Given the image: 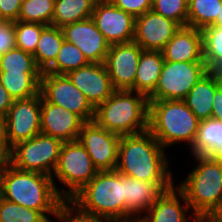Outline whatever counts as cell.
Instances as JSON below:
<instances>
[{
  "mask_svg": "<svg viewBox=\"0 0 222 222\" xmlns=\"http://www.w3.org/2000/svg\"><path fill=\"white\" fill-rule=\"evenodd\" d=\"M0 196L10 202L58 218L64 200L54 178L38 172L24 171L9 162L0 173Z\"/></svg>",
  "mask_w": 222,
  "mask_h": 222,
  "instance_id": "obj_1",
  "label": "cell"
},
{
  "mask_svg": "<svg viewBox=\"0 0 222 222\" xmlns=\"http://www.w3.org/2000/svg\"><path fill=\"white\" fill-rule=\"evenodd\" d=\"M165 148L145 132L120 136L116 171L142 181H173Z\"/></svg>",
  "mask_w": 222,
  "mask_h": 222,
  "instance_id": "obj_2",
  "label": "cell"
},
{
  "mask_svg": "<svg viewBox=\"0 0 222 222\" xmlns=\"http://www.w3.org/2000/svg\"><path fill=\"white\" fill-rule=\"evenodd\" d=\"M69 202L82 213L125 222L124 175L98 171Z\"/></svg>",
  "mask_w": 222,
  "mask_h": 222,
  "instance_id": "obj_3",
  "label": "cell"
},
{
  "mask_svg": "<svg viewBox=\"0 0 222 222\" xmlns=\"http://www.w3.org/2000/svg\"><path fill=\"white\" fill-rule=\"evenodd\" d=\"M149 100L132 90H115L95 108L94 121L120 136L148 130Z\"/></svg>",
  "mask_w": 222,
  "mask_h": 222,
  "instance_id": "obj_4",
  "label": "cell"
},
{
  "mask_svg": "<svg viewBox=\"0 0 222 222\" xmlns=\"http://www.w3.org/2000/svg\"><path fill=\"white\" fill-rule=\"evenodd\" d=\"M199 122L183 100L149 101L148 130L164 148L179 142L191 148Z\"/></svg>",
  "mask_w": 222,
  "mask_h": 222,
  "instance_id": "obj_5",
  "label": "cell"
},
{
  "mask_svg": "<svg viewBox=\"0 0 222 222\" xmlns=\"http://www.w3.org/2000/svg\"><path fill=\"white\" fill-rule=\"evenodd\" d=\"M198 165L177 187L184 193L196 216L213 213L222 201V162L208 156L195 155Z\"/></svg>",
  "mask_w": 222,
  "mask_h": 222,
  "instance_id": "obj_6",
  "label": "cell"
},
{
  "mask_svg": "<svg viewBox=\"0 0 222 222\" xmlns=\"http://www.w3.org/2000/svg\"><path fill=\"white\" fill-rule=\"evenodd\" d=\"M91 157L79 140L64 142L54 174L60 184L67 189H60V197L69 201L97 174Z\"/></svg>",
  "mask_w": 222,
  "mask_h": 222,
  "instance_id": "obj_7",
  "label": "cell"
},
{
  "mask_svg": "<svg viewBox=\"0 0 222 222\" xmlns=\"http://www.w3.org/2000/svg\"><path fill=\"white\" fill-rule=\"evenodd\" d=\"M63 141L39 133L9 149L8 162L21 170L52 176L57 166Z\"/></svg>",
  "mask_w": 222,
  "mask_h": 222,
  "instance_id": "obj_8",
  "label": "cell"
},
{
  "mask_svg": "<svg viewBox=\"0 0 222 222\" xmlns=\"http://www.w3.org/2000/svg\"><path fill=\"white\" fill-rule=\"evenodd\" d=\"M208 71L205 62L164 61L155 91L148 100H183Z\"/></svg>",
  "mask_w": 222,
  "mask_h": 222,
  "instance_id": "obj_9",
  "label": "cell"
},
{
  "mask_svg": "<svg viewBox=\"0 0 222 222\" xmlns=\"http://www.w3.org/2000/svg\"><path fill=\"white\" fill-rule=\"evenodd\" d=\"M40 93L47 102L77 114L84 122L94 121L95 108L66 75L43 72Z\"/></svg>",
  "mask_w": 222,
  "mask_h": 222,
  "instance_id": "obj_10",
  "label": "cell"
},
{
  "mask_svg": "<svg viewBox=\"0 0 222 222\" xmlns=\"http://www.w3.org/2000/svg\"><path fill=\"white\" fill-rule=\"evenodd\" d=\"M41 93L14 100L4 118V138L7 148L41 133Z\"/></svg>",
  "mask_w": 222,
  "mask_h": 222,
  "instance_id": "obj_11",
  "label": "cell"
},
{
  "mask_svg": "<svg viewBox=\"0 0 222 222\" xmlns=\"http://www.w3.org/2000/svg\"><path fill=\"white\" fill-rule=\"evenodd\" d=\"M78 140L87 150L98 171L116 169L120 135L100 127L95 121H90L83 124Z\"/></svg>",
  "mask_w": 222,
  "mask_h": 222,
  "instance_id": "obj_12",
  "label": "cell"
},
{
  "mask_svg": "<svg viewBox=\"0 0 222 222\" xmlns=\"http://www.w3.org/2000/svg\"><path fill=\"white\" fill-rule=\"evenodd\" d=\"M91 19L110 45L133 41L135 17L109 0L96 1Z\"/></svg>",
  "mask_w": 222,
  "mask_h": 222,
  "instance_id": "obj_13",
  "label": "cell"
},
{
  "mask_svg": "<svg viewBox=\"0 0 222 222\" xmlns=\"http://www.w3.org/2000/svg\"><path fill=\"white\" fill-rule=\"evenodd\" d=\"M142 50L135 41L110 45L104 64L115 90L134 87Z\"/></svg>",
  "mask_w": 222,
  "mask_h": 222,
  "instance_id": "obj_14",
  "label": "cell"
},
{
  "mask_svg": "<svg viewBox=\"0 0 222 222\" xmlns=\"http://www.w3.org/2000/svg\"><path fill=\"white\" fill-rule=\"evenodd\" d=\"M173 181H142L124 175L125 222L138 221Z\"/></svg>",
  "mask_w": 222,
  "mask_h": 222,
  "instance_id": "obj_15",
  "label": "cell"
},
{
  "mask_svg": "<svg viewBox=\"0 0 222 222\" xmlns=\"http://www.w3.org/2000/svg\"><path fill=\"white\" fill-rule=\"evenodd\" d=\"M180 25L152 9L135 17L134 38L143 50L161 51Z\"/></svg>",
  "mask_w": 222,
  "mask_h": 222,
  "instance_id": "obj_16",
  "label": "cell"
},
{
  "mask_svg": "<svg viewBox=\"0 0 222 222\" xmlns=\"http://www.w3.org/2000/svg\"><path fill=\"white\" fill-rule=\"evenodd\" d=\"M61 30L64 40L76 45L89 63L105 62L110 44L91 18L65 25Z\"/></svg>",
  "mask_w": 222,
  "mask_h": 222,
  "instance_id": "obj_17",
  "label": "cell"
},
{
  "mask_svg": "<svg viewBox=\"0 0 222 222\" xmlns=\"http://www.w3.org/2000/svg\"><path fill=\"white\" fill-rule=\"evenodd\" d=\"M66 76L94 108L115 91L104 63H89L87 66L68 72Z\"/></svg>",
  "mask_w": 222,
  "mask_h": 222,
  "instance_id": "obj_18",
  "label": "cell"
},
{
  "mask_svg": "<svg viewBox=\"0 0 222 222\" xmlns=\"http://www.w3.org/2000/svg\"><path fill=\"white\" fill-rule=\"evenodd\" d=\"M84 123L77 114L47 102L41 95V133L63 142L75 141Z\"/></svg>",
  "mask_w": 222,
  "mask_h": 222,
  "instance_id": "obj_19",
  "label": "cell"
},
{
  "mask_svg": "<svg viewBox=\"0 0 222 222\" xmlns=\"http://www.w3.org/2000/svg\"><path fill=\"white\" fill-rule=\"evenodd\" d=\"M161 52L165 61L204 62L202 31L189 26L180 27Z\"/></svg>",
  "mask_w": 222,
  "mask_h": 222,
  "instance_id": "obj_20",
  "label": "cell"
},
{
  "mask_svg": "<svg viewBox=\"0 0 222 222\" xmlns=\"http://www.w3.org/2000/svg\"><path fill=\"white\" fill-rule=\"evenodd\" d=\"M181 199L184 203H180ZM191 210L184 193L173 185L147 210L138 222H189L185 212Z\"/></svg>",
  "mask_w": 222,
  "mask_h": 222,
  "instance_id": "obj_21",
  "label": "cell"
},
{
  "mask_svg": "<svg viewBox=\"0 0 222 222\" xmlns=\"http://www.w3.org/2000/svg\"><path fill=\"white\" fill-rule=\"evenodd\" d=\"M222 84V72L208 71L183 99L185 104L201 121L211 118L215 90Z\"/></svg>",
  "mask_w": 222,
  "mask_h": 222,
  "instance_id": "obj_22",
  "label": "cell"
},
{
  "mask_svg": "<svg viewBox=\"0 0 222 222\" xmlns=\"http://www.w3.org/2000/svg\"><path fill=\"white\" fill-rule=\"evenodd\" d=\"M164 61L161 51L142 50L131 90L149 98L155 91Z\"/></svg>",
  "mask_w": 222,
  "mask_h": 222,
  "instance_id": "obj_23",
  "label": "cell"
},
{
  "mask_svg": "<svg viewBox=\"0 0 222 222\" xmlns=\"http://www.w3.org/2000/svg\"><path fill=\"white\" fill-rule=\"evenodd\" d=\"M190 150L192 156H208L222 162V121L212 117L201 120Z\"/></svg>",
  "mask_w": 222,
  "mask_h": 222,
  "instance_id": "obj_24",
  "label": "cell"
},
{
  "mask_svg": "<svg viewBox=\"0 0 222 222\" xmlns=\"http://www.w3.org/2000/svg\"><path fill=\"white\" fill-rule=\"evenodd\" d=\"M41 77L42 73L0 71V82L14 100L38 95Z\"/></svg>",
  "mask_w": 222,
  "mask_h": 222,
  "instance_id": "obj_25",
  "label": "cell"
},
{
  "mask_svg": "<svg viewBox=\"0 0 222 222\" xmlns=\"http://www.w3.org/2000/svg\"><path fill=\"white\" fill-rule=\"evenodd\" d=\"M63 41L61 28L53 25H46L43 28L36 50L32 54L42 72H45L54 63Z\"/></svg>",
  "mask_w": 222,
  "mask_h": 222,
  "instance_id": "obj_26",
  "label": "cell"
},
{
  "mask_svg": "<svg viewBox=\"0 0 222 222\" xmlns=\"http://www.w3.org/2000/svg\"><path fill=\"white\" fill-rule=\"evenodd\" d=\"M97 0H55L51 25L62 28L87 18H91Z\"/></svg>",
  "mask_w": 222,
  "mask_h": 222,
  "instance_id": "obj_27",
  "label": "cell"
},
{
  "mask_svg": "<svg viewBox=\"0 0 222 222\" xmlns=\"http://www.w3.org/2000/svg\"><path fill=\"white\" fill-rule=\"evenodd\" d=\"M222 0H188L187 26L202 30L220 15Z\"/></svg>",
  "mask_w": 222,
  "mask_h": 222,
  "instance_id": "obj_28",
  "label": "cell"
},
{
  "mask_svg": "<svg viewBox=\"0 0 222 222\" xmlns=\"http://www.w3.org/2000/svg\"><path fill=\"white\" fill-rule=\"evenodd\" d=\"M201 31L203 58L207 69L222 72V26L210 25Z\"/></svg>",
  "mask_w": 222,
  "mask_h": 222,
  "instance_id": "obj_29",
  "label": "cell"
},
{
  "mask_svg": "<svg viewBox=\"0 0 222 222\" xmlns=\"http://www.w3.org/2000/svg\"><path fill=\"white\" fill-rule=\"evenodd\" d=\"M88 64L83 52L76 45L64 40L54 63L45 72L66 75L68 72Z\"/></svg>",
  "mask_w": 222,
  "mask_h": 222,
  "instance_id": "obj_30",
  "label": "cell"
},
{
  "mask_svg": "<svg viewBox=\"0 0 222 222\" xmlns=\"http://www.w3.org/2000/svg\"><path fill=\"white\" fill-rule=\"evenodd\" d=\"M55 0H23L18 21L51 25Z\"/></svg>",
  "mask_w": 222,
  "mask_h": 222,
  "instance_id": "obj_31",
  "label": "cell"
},
{
  "mask_svg": "<svg viewBox=\"0 0 222 222\" xmlns=\"http://www.w3.org/2000/svg\"><path fill=\"white\" fill-rule=\"evenodd\" d=\"M0 71L43 73L33 55L17 47L0 56Z\"/></svg>",
  "mask_w": 222,
  "mask_h": 222,
  "instance_id": "obj_32",
  "label": "cell"
},
{
  "mask_svg": "<svg viewBox=\"0 0 222 222\" xmlns=\"http://www.w3.org/2000/svg\"><path fill=\"white\" fill-rule=\"evenodd\" d=\"M0 222H50L40 211L33 210L0 196Z\"/></svg>",
  "mask_w": 222,
  "mask_h": 222,
  "instance_id": "obj_33",
  "label": "cell"
},
{
  "mask_svg": "<svg viewBox=\"0 0 222 222\" xmlns=\"http://www.w3.org/2000/svg\"><path fill=\"white\" fill-rule=\"evenodd\" d=\"M45 24L15 21V42L16 47L33 54L36 50L38 40Z\"/></svg>",
  "mask_w": 222,
  "mask_h": 222,
  "instance_id": "obj_34",
  "label": "cell"
},
{
  "mask_svg": "<svg viewBox=\"0 0 222 222\" xmlns=\"http://www.w3.org/2000/svg\"><path fill=\"white\" fill-rule=\"evenodd\" d=\"M152 10L181 27L187 26L188 0H152Z\"/></svg>",
  "mask_w": 222,
  "mask_h": 222,
  "instance_id": "obj_35",
  "label": "cell"
},
{
  "mask_svg": "<svg viewBox=\"0 0 222 222\" xmlns=\"http://www.w3.org/2000/svg\"><path fill=\"white\" fill-rule=\"evenodd\" d=\"M57 219L60 222H116L109 218L92 216L82 213L81 211L76 209L69 201L63 202Z\"/></svg>",
  "mask_w": 222,
  "mask_h": 222,
  "instance_id": "obj_36",
  "label": "cell"
},
{
  "mask_svg": "<svg viewBox=\"0 0 222 222\" xmlns=\"http://www.w3.org/2000/svg\"><path fill=\"white\" fill-rule=\"evenodd\" d=\"M113 5L132 14L134 17L142 15L152 9V0H109Z\"/></svg>",
  "mask_w": 222,
  "mask_h": 222,
  "instance_id": "obj_37",
  "label": "cell"
},
{
  "mask_svg": "<svg viewBox=\"0 0 222 222\" xmlns=\"http://www.w3.org/2000/svg\"><path fill=\"white\" fill-rule=\"evenodd\" d=\"M15 47L14 22L0 19V56Z\"/></svg>",
  "mask_w": 222,
  "mask_h": 222,
  "instance_id": "obj_38",
  "label": "cell"
},
{
  "mask_svg": "<svg viewBox=\"0 0 222 222\" xmlns=\"http://www.w3.org/2000/svg\"><path fill=\"white\" fill-rule=\"evenodd\" d=\"M22 0H0V19L15 22L21 9Z\"/></svg>",
  "mask_w": 222,
  "mask_h": 222,
  "instance_id": "obj_39",
  "label": "cell"
},
{
  "mask_svg": "<svg viewBox=\"0 0 222 222\" xmlns=\"http://www.w3.org/2000/svg\"><path fill=\"white\" fill-rule=\"evenodd\" d=\"M14 99L0 82V118L4 119Z\"/></svg>",
  "mask_w": 222,
  "mask_h": 222,
  "instance_id": "obj_40",
  "label": "cell"
},
{
  "mask_svg": "<svg viewBox=\"0 0 222 222\" xmlns=\"http://www.w3.org/2000/svg\"><path fill=\"white\" fill-rule=\"evenodd\" d=\"M211 117L222 121V84L215 90Z\"/></svg>",
  "mask_w": 222,
  "mask_h": 222,
  "instance_id": "obj_41",
  "label": "cell"
},
{
  "mask_svg": "<svg viewBox=\"0 0 222 222\" xmlns=\"http://www.w3.org/2000/svg\"><path fill=\"white\" fill-rule=\"evenodd\" d=\"M196 222H222L214 213H207L196 216Z\"/></svg>",
  "mask_w": 222,
  "mask_h": 222,
  "instance_id": "obj_42",
  "label": "cell"
},
{
  "mask_svg": "<svg viewBox=\"0 0 222 222\" xmlns=\"http://www.w3.org/2000/svg\"><path fill=\"white\" fill-rule=\"evenodd\" d=\"M8 154L9 149L7 147H0V173L8 162Z\"/></svg>",
  "mask_w": 222,
  "mask_h": 222,
  "instance_id": "obj_43",
  "label": "cell"
},
{
  "mask_svg": "<svg viewBox=\"0 0 222 222\" xmlns=\"http://www.w3.org/2000/svg\"><path fill=\"white\" fill-rule=\"evenodd\" d=\"M0 147H7L4 138V119L0 118Z\"/></svg>",
  "mask_w": 222,
  "mask_h": 222,
  "instance_id": "obj_44",
  "label": "cell"
},
{
  "mask_svg": "<svg viewBox=\"0 0 222 222\" xmlns=\"http://www.w3.org/2000/svg\"><path fill=\"white\" fill-rule=\"evenodd\" d=\"M218 218L222 219V201L219 207L213 212Z\"/></svg>",
  "mask_w": 222,
  "mask_h": 222,
  "instance_id": "obj_45",
  "label": "cell"
},
{
  "mask_svg": "<svg viewBox=\"0 0 222 222\" xmlns=\"http://www.w3.org/2000/svg\"><path fill=\"white\" fill-rule=\"evenodd\" d=\"M213 25L222 26V7H221L220 15L217 17V21Z\"/></svg>",
  "mask_w": 222,
  "mask_h": 222,
  "instance_id": "obj_46",
  "label": "cell"
}]
</instances>
